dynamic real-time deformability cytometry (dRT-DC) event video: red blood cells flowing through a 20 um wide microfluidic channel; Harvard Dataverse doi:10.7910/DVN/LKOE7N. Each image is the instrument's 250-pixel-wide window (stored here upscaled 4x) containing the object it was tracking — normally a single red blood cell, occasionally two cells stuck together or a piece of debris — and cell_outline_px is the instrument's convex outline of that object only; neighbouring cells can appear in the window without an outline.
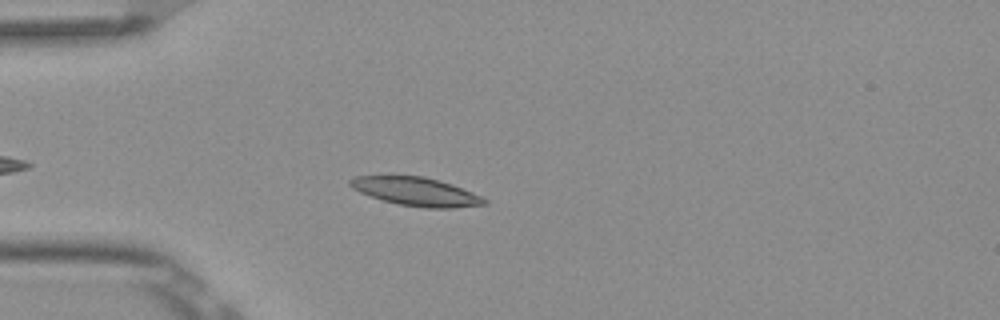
{"species": "Egyptian fruit bat (a non-hibernating species)", "species_latin": "Rousettus aegyptiacus", "temperature_condition": "room temperature", "stored_images_in_passage": 2, "camera_frame_rate_fps": 3000, "um_per_image_px": 0.085, "frame": {"image": 1, "passage_image": 2, "time_ms": 0.333, "image_size_px": [1000, 320], "cell_outline_px": [[488, 204], [452, 208], [424, 208], [400, 204], [384, 200], [360, 192], [352, 188], [348, 184], [348, 180], [356, 176], [388, 172], [392, 172], [424, 176], [440, 180], [452, 184], [472, 192], [488, 200]], "centroid_in_image_um": [35.29, 16.22], "position_along_channel_um": 49.7, "area_um2": 23.18}}